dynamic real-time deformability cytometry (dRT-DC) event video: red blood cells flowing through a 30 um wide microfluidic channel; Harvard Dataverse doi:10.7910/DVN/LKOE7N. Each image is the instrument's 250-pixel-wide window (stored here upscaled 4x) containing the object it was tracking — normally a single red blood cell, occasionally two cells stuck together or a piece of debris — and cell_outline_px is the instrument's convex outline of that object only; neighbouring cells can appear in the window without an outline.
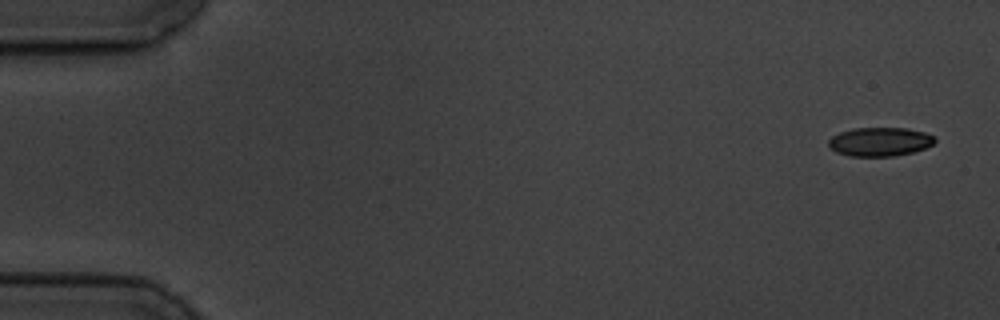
{"species": "common noctule bat (a hibernating species)", "species_latin": "Nyctalus noctula", "temperature_condition": "cold", "stored_images_in_passage": 5, "camera_frame_rate_fps": 3000, "um_per_image_px": 0.085, "animal": {"sex": "male", "body_mass_g": 19.5, "forearm_length_mm": 54.6}, "frame": {"image": 1, "passage_image": 1, "time_ms": 0.0, "image_size_px": [1000, 320], "cell_outline_px": [[936, 140], [932, 144], [924, 148], [912, 152], [896, 156], [848, 156], [836, 152], [828, 144], [828, 140], [832, 136], [840, 132], [852, 128], [908, 128], [924, 132], [936, 136]], "centroid_in_image_um": [74.79, 12.04], "position_along_channel_um": 10.2, "area_um2": 17.92}}
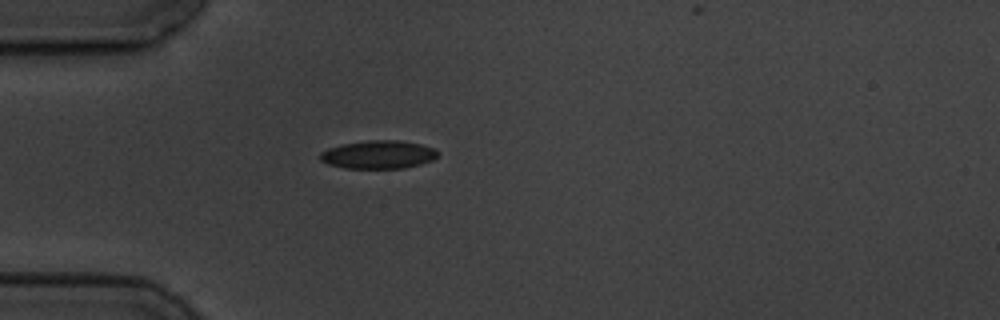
{"frame": {"image": 2, "passage_image": 5, "time_ms": 4.667, "image_size_px": [1000, 320], "cell_outline_px": [[440, 152], [432, 160], [420, 164], [404, 168], [344, 168], [328, 164], [320, 160], [320, 152], [328, 148], [340, 144], [368, 140], [396, 140], [420, 144], [432, 148]], "centroid_in_image_um": [32.12, 13.14], "position_along_channel_um": 52.9, "area_um2": 19.31}}